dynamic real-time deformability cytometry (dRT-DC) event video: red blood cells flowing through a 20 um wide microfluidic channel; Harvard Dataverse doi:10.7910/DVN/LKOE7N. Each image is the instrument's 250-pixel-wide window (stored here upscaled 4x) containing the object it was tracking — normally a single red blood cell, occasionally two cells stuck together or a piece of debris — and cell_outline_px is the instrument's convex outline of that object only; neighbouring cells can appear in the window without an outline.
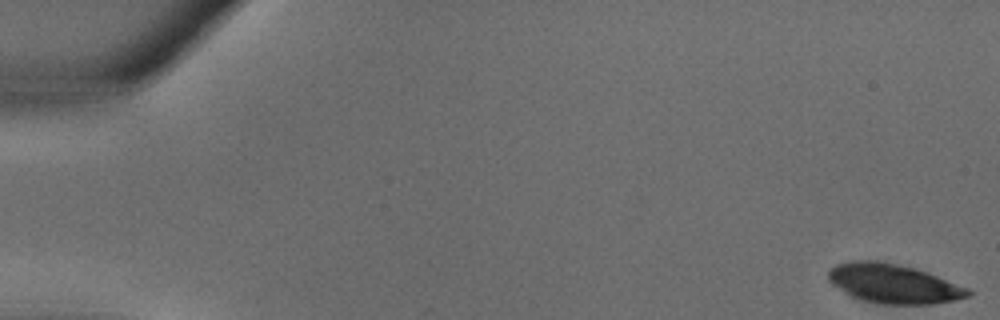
{"species": "common noctule bat (a hibernating species)", "species_latin": "Nyctalus noctula", "temperature_condition": "warm", "stored_images_in_passage": 20, "camera_frame_rate_fps": 3000, "um_per_image_px": 0.085, "animal": {"sex": "male", "body_mass_g": 18.8}, "frame": {"image": 1, "passage_image": 1, "time_ms": 0.0, "image_size_px": [1000, 320], "cell_outline_px": [[972, 292], [968, 296], [952, 300], [932, 304], [876, 304], [860, 300], [852, 296], [832, 284], [828, 280], [828, 272], [836, 264], [852, 260], [880, 260], [912, 268], [936, 276], [968, 288]], "centroid_in_image_um": [75.89, 24.11], "position_along_channel_um": 9.1, "area_um2": 31.62}}